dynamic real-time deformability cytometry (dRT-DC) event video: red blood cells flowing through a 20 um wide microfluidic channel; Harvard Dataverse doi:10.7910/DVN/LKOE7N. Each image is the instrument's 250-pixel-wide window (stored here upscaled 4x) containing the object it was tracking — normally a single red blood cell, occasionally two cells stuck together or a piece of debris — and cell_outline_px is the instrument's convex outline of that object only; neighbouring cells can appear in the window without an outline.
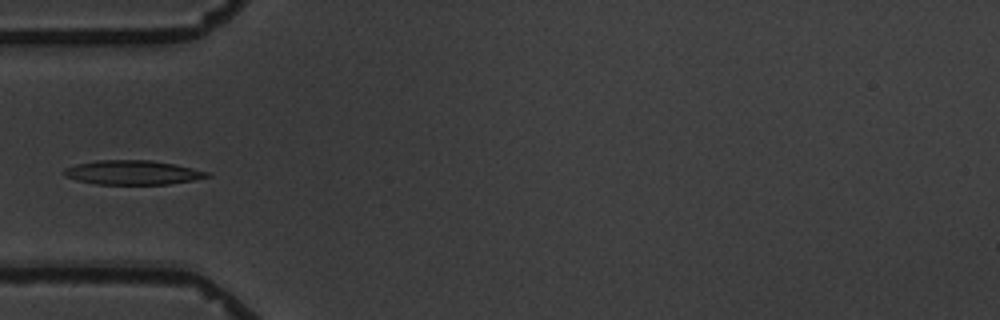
{"species": "common noctule bat (a hibernating species)", "species_latin": "Nyctalus noctula", "temperature_condition": "warm", "stored_images_in_passage": 15, "camera_frame_rate_fps": 3000, "um_per_image_px": 0.085, "animal": {"sex": "male", "body_mass_g": 19.5, "forearm_length_mm": 54.6}, "frame": {"image": 1, "passage_image": 5, "time_ms": 5.667, "image_size_px": [1000, 320], "cell_outline_px": [[212, 176], [192, 180], [168, 184], [96, 184], [76, 180], [64, 176], [60, 172], [64, 168], [76, 164], [96, 160], [152, 160], [176, 164], [208, 172]], "centroid_in_image_um": [11.22, 14.66], "position_along_channel_um": 73.8, "area_um2": 20.35}}
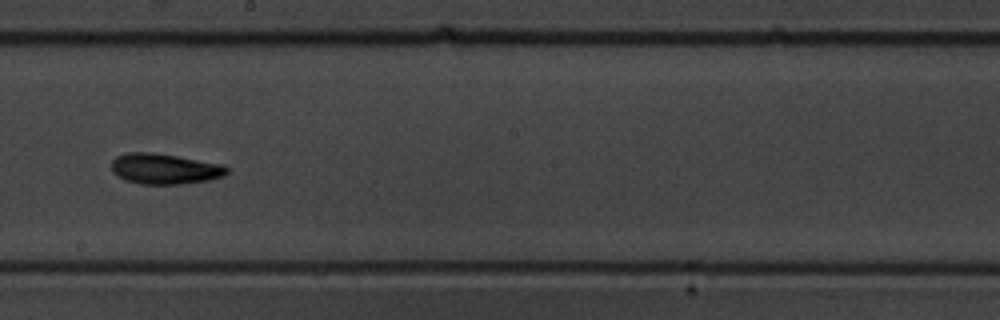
{"frame": {"image": 2, "passage_image": 9, "time_ms": 10.333, "image_size_px": [1000, 320], "cell_outline_px": [[228, 172], [224, 176], [208, 180], [180, 184], [140, 184], [124, 180], [112, 172], [112, 160], [116, 156], [128, 152], [148, 152], [176, 156], [224, 164], [228, 168]], "centroid_in_image_um": [13.99, 14.35], "position_along_channel_um": 234.2, "area_um2": 20.58}}
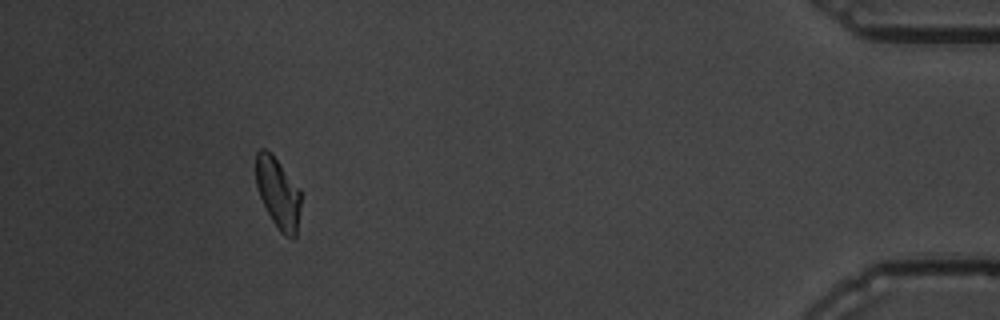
{"frame": {"image": 3, "passage_image": 14, "time_ms": 17.333, "image_size_px": [1000, 320], "cell_outline_px": [[300, 208], [296, 236], [292, 240], [284, 236], [280, 232], [272, 220], [260, 196], [256, 184], [256, 152], [260, 148], [264, 148], [272, 152], [300, 188]], "centroid_in_image_um": [23.64, 16.38], "position_along_channel_um": 411.6, "area_um2": 18.73}, "authors_computed_cell_mechanics": {"area_um2": 19.652, "velocity_mm_per_s": 3.4437, "shape_relaxation_time_tau1_ms": 4.8715, "shape_relaxation_time_tau2_ms": 4.4067, "deformation_change_tau1": 0.1578, "deformation_change_tau2": 0.0999}}